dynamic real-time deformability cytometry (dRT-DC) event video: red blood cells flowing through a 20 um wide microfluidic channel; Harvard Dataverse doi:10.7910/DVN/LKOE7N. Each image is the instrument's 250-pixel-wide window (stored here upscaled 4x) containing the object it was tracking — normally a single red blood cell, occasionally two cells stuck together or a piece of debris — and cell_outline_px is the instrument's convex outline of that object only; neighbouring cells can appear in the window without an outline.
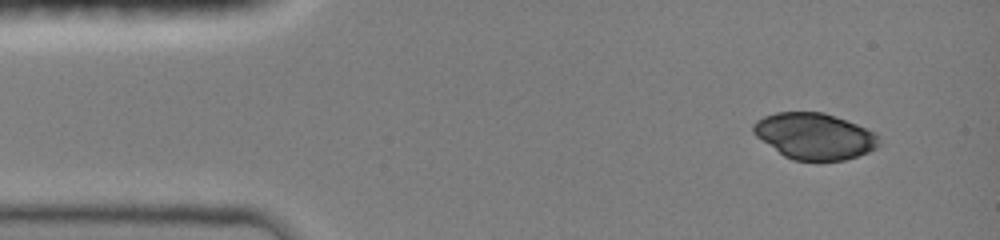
{"species": "common noctule bat (a hibernating species)", "species_latin": "Nyctalus noctula", "temperature_condition": "room temperature", "stored_images_in_passage": 12, "camera_frame_rate_fps": 3000, "um_per_image_px": 0.085, "animal": {"sex": "female", "body_mass_g": 19.0, "forearm_length_mm": 51.5}, "frame": {"image": 1, "passage_image": 5, "time_ms": 1.0, "image_size_px": [1000, 240], "cell_outline_px": [[880, 144], [876, 148], [868, 152], [844, 160], [792, 160], [784, 156], [756, 136], [752, 132], [752, 124], [756, 120], [764, 116], [776, 112], [824, 112], [856, 124], [876, 132], [880, 136]], "centroid_in_image_um": [69.23, 11.56], "position_along_channel_um": 15.8, "area_um2": 33.87}}